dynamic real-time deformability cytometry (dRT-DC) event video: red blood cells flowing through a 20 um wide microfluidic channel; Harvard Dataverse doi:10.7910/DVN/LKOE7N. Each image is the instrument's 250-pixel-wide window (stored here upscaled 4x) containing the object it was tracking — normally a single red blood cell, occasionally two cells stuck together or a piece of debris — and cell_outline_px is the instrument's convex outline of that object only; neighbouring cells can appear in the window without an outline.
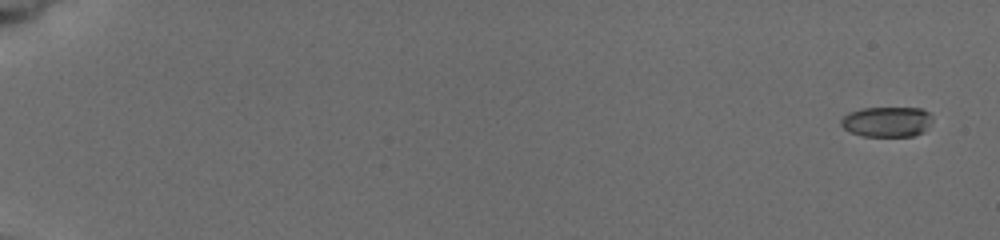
{"species": "common noctule bat (a hibernating species)", "species_latin": "Nyctalus noctula", "temperature_condition": "cold", "stored_images_in_passage": 57, "camera_frame_rate_fps": 3000, "um_per_image_px": 0.085, "animal": {"sex": "female", "body_mass_g": 19.5, "forearm_length_mm": 54.1}, "frame": {"image": 1, "passage_image": 1, "time_ms": 0.0, "image_size_px": [1000, 240], "cell_outline_px": [[932, 120], [924, 132], [912, 136], [864, 136], [852, 132], [844, 128], [840, 124], [840, 120], [848, 112], [860, 108], [920, 108], [928, 112], [932, 116]], "centroid_in_image_um": [75.38, 10.34], "position_along_channel_um": 9.6, "area_um2": 16.13}}
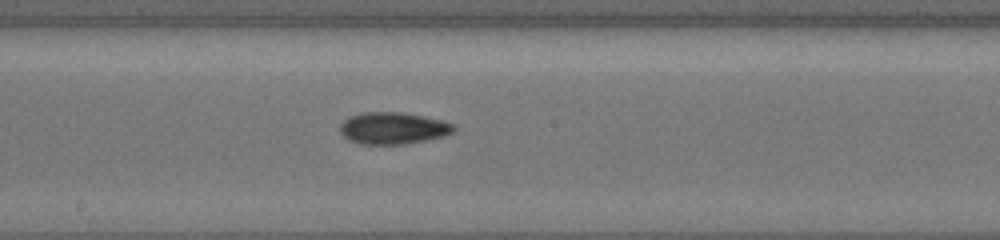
{"frame": {"image": 2, "passage_image": 32, "time_ms": 10.333, "image_size_px": [1000, 240], "cell_outline_px": [[456, 132], [444, 136], [404, 144], [360, 144], [344, 136], [340, 132], [340, 124], [348, 116], [364, 112], [400, 112], [440, 120], [456, 124]], "centroid_in_image_um": [33.42, 10.89], "position_along_channel_um": 214.8, "area_um2": 21.04}}
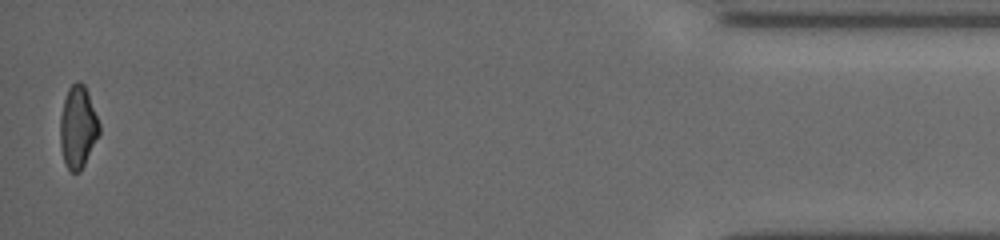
{"frame": {"image": 3, "passage_image": 56, "time_ms": 17.667, "image_size_px": [1000, 240], "cell_outline_px": [[100, 132], [80, 172], [72, 172], [68, 168], [64, 160], [60, 148], [60, 116], [64, 100], [68, 88], [76, 80], [80, 80], [84, 84], [88, 92], [100, 124]], "centroid_in_image_um": [6.61, 10.76], "position_along_channel_um": 428.6, "area_um2": 18.73}, "authors_computed_cell_mechanics": {"area_um2": 18.9584, "velocity_mm_per_s": 3.9051, "shape_relaxation_time_tau1_ms": 5.416, "shape_relaxation_time_tau2_ms": 6.6376, "deformation_change_tau1": 0.1453, "deformation_change_tau2": 0.144}}